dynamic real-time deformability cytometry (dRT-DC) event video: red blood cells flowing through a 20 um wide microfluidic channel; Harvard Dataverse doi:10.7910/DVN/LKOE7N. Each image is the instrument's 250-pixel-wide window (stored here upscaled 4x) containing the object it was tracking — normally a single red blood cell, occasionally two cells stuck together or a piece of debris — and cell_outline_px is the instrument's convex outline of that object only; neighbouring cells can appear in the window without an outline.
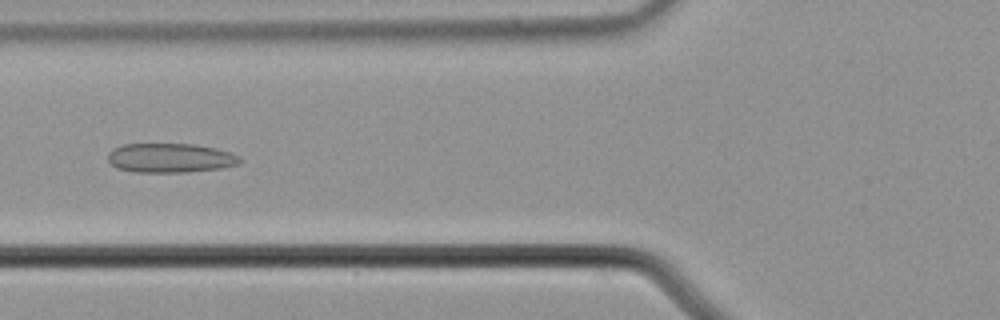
{"species": "common noctule bat (a hibernating species)", "species_latin": "Nyctalus noctula", "temperature_condition": "cold", "stored_images_in_passage": 57, "camera_frame_rate_fps": 3000, "um_per_image_px": 0.085, "animal": {"sex": "male", "body_mass_g": 21.5, "forearm_length_mm": 52.0}, "frame": {"image": 1, "passage_image": 23, "time_ms": 7.333, "image_size_px": [1000, 320], "cell_outline_px": [[244, 160], [240, 164], [220, 168], [188, 172], [136, 172], [116, 168], [108, 160], [108, 152], [112, 148], [124, 144], [196, 144], [216, 148], [240, 156]], "centroid_in_image_um": [14.49, 13.42], "position_along_channel_um": 111.3, "area_um2": 22.72}}
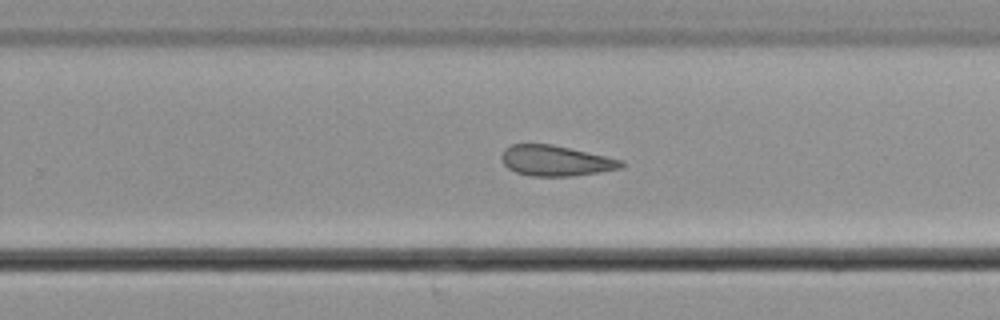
{"frame": {"image": 2, "passage_image": 37, "time_ms": 12.0, "image_size_px": [1000, 320], "cell_outline_px": [[624, 168], [600, 172], [572, 176], [528, 176], [516, 172], [508, 168], [504, 164], [500, 156], [504, 148], [512, 144], [552, 144], [624, 160]], "centroid_in_image_um": [47.24, 13.66], "position_along_channel_um": 282.6, "area_um2": 21.44}}
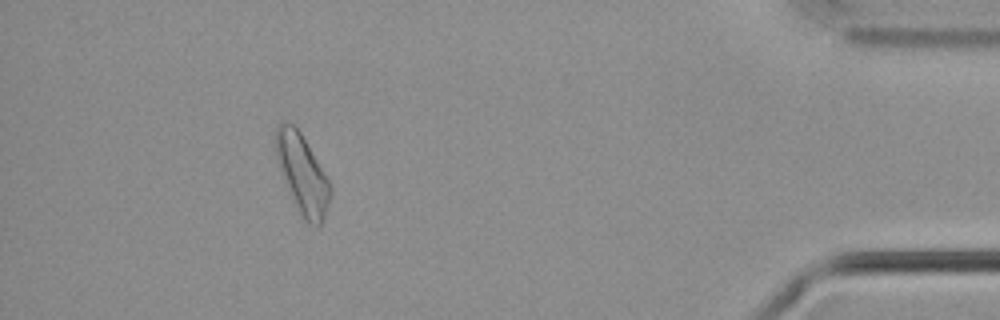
{"frame": {"image": 3, "passage_image": 52, "time_ms": 17.0, "image_size_px": [1000, 320], "cell_outline_px": [[332, 188], [328, 208], [320, 228], [316, 228], [308, 224], [304, 220], [296, 208], [292, 200], [280, 168], [276, 156], [276, 128], [280, 124], [292, 124], [300, 132], [328, 180]], "centroid_in_image_um": [25.72, 14.9], "position_along_channel_um": 409.5, "area_um2": 24.62}, "authors_computed_cell_mechanics": {"area_um2": 23.2934, "velocity_mm_per_s": 3.672, "shape_relaxation_time_tau1_ms": null, "shape_relaxation_time_tau2_ms": 3.7244, "deformation_change_tau1": null, "deformation_change_tau2": 0.1059}}